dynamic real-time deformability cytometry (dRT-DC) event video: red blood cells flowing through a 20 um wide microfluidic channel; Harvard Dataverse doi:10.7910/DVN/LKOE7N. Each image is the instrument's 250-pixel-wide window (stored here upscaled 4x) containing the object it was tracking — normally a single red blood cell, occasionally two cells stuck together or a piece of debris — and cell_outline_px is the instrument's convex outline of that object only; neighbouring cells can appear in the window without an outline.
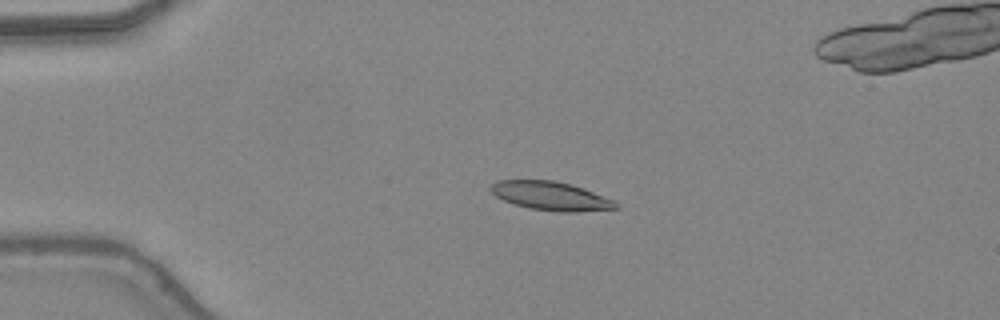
{"species": "common noctule bat (a hibernating species)", "species_latin": "Nyctalus noctula", "temperature_condition": "warm", "stored_images_in_passage": 41, "camera_frame_rate_fps": 3000, "um_per_image_px": 0.085, "animal": {"sex": "female", "body_mass_g": 24.6, "forearm_length_mm": 56.2}, "frame": {"image": 1, "passage_image": 4, "time_ms": 1.0, "image_size_px": [1000, 320], "cell_outline_px": [[620, 208], [576, 212], [560, 212], [528, 208], [512, 204], [496, 196], [488, 188], [492, 184], [500, 180], [552, 180], [572, 184], [584, 188], [616, 200], [620, 204]], "centroid_in_image_um": [46.87, 16.66], "position_along_channel_um": 38.1, "area_um2": 21.21}}
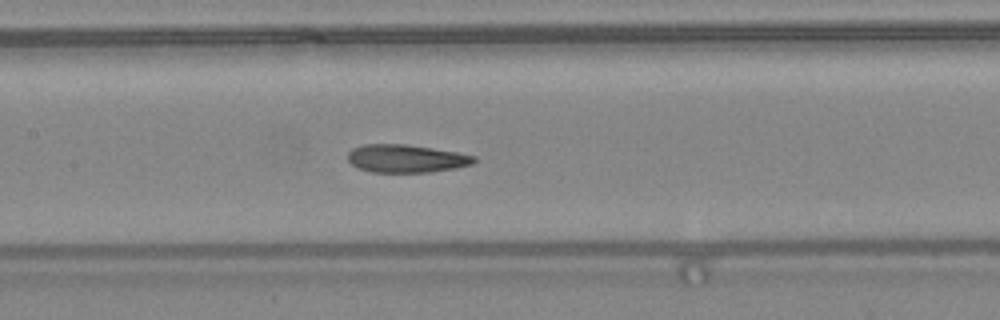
{"frame": {"image": 2, "passage_image": 16, "time_ms": 5.0, "image_size_px": [1000, 320], "cell_outline_px": [[476, 160], [472, 164], [456, 168], [432, 172], [372, 172], [356, 168], [348, 160], [348, 152], [352, 148], [364, 144], [404, 144], [432, 148], [456, 152], [476, 156]], "centroid_in_image_um": [34.51, 13.48], "position_along_channel_um": 172.9, "area_um2": 20.63}}
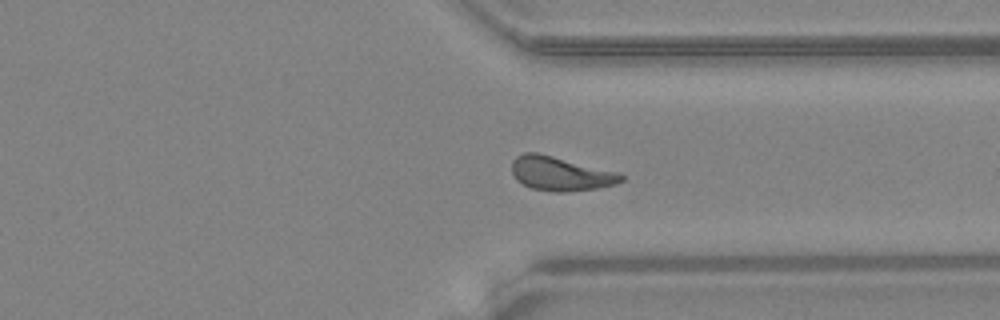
{"frame": {"image": 3, "passage_image": 29, "time_ms": 9.333, "image_size_px": [1000, 320], "cell_outline_px": [[624, 180], [616, 184], [600, 188], [564, 192], [556, 192], [532, 188], [516, 180], [512, 172], [512, 160], [516, 156], [524, 152], [536, 152], [620, 172], [624, 176]], "centroid_in_image_um": [47.67, 14.76], "position_along_channel_um": 363.7, "area_um2": 21.85}}